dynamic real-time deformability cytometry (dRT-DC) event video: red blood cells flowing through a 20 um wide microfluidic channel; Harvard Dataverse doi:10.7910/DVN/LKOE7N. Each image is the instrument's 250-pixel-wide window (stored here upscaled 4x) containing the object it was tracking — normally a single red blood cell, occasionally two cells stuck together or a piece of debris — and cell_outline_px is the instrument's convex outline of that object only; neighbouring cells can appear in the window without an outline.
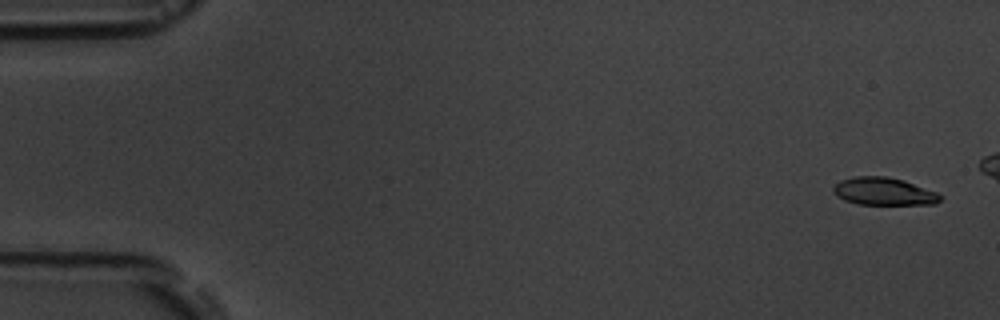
{"species": "common noctule bat (a hibernating species)", "species_latin": "Nyctalus noctula", "temperature_condition": "room temperature", "stored_images_in_passage": 6, "camera_frame_rate_fps": 3000, "um_per_image_px": 0.085, "animal": {"sex": "male", "body_mass_g": 19.5, "forearm_length_mm": 54.6}, "frame": {"image": 1, "passage_image": 1, "time_ms": 0.0, "image_size_px": [1000, 320], "cell_outline_px": [[944, 196], [936, 204], [856, 204], [844, 200], [836, 196], [832, 192], [832, 188], [840, 180], [856, 176], [888, 176], [904, 180], [936, 192]], "centroid_in_image_um": [75.1, 16.27], "position_along_channel_um": 9.9, "area_um2": 17.34}}